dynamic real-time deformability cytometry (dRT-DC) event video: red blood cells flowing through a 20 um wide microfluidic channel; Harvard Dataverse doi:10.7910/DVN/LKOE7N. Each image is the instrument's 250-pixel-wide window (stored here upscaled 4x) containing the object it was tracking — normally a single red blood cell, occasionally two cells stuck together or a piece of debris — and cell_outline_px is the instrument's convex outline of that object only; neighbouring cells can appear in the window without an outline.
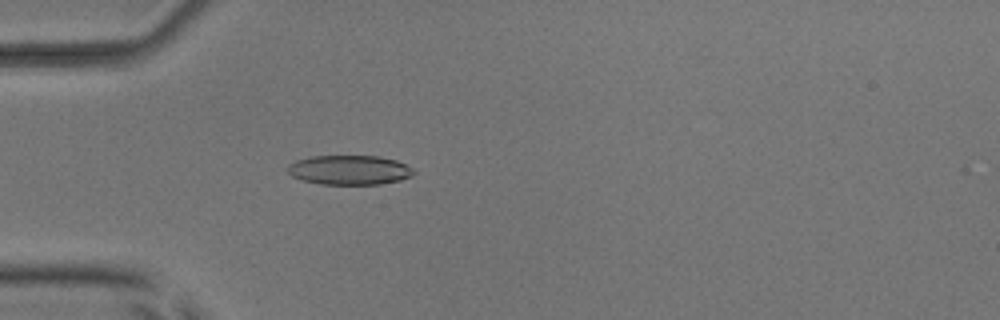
{"species": "common noctule bat (a hibernating species)", "species_latin": "Nyctalus noctula", "temperature_condition": "room temperature", "stored_images_in_passage": 48, "camera_frame_rate_fps": 3000, "um_per_image_px": 0.085, "animal": {"sex": "male", "body_mass_g": 17.9, "forearm_length_mm": 54.2}, "frame": {"image": 1, "passage_image": 16, "time_ms": 5.0, "image_size_px": [1000, 320], "cell_outline_px": [[416, 172], [412, 176], [400, 180], [380, 184], [320, 184], [300, 180], [292, 176], [284, 168], [288, 164], [296, 160], [312, 156], [380, 156], [396, 160], [412, 168]], "centroid_in_image_um": [29.66, 14.45], "position_along_channel_um": 55.3, "area_um2": 21.85}}
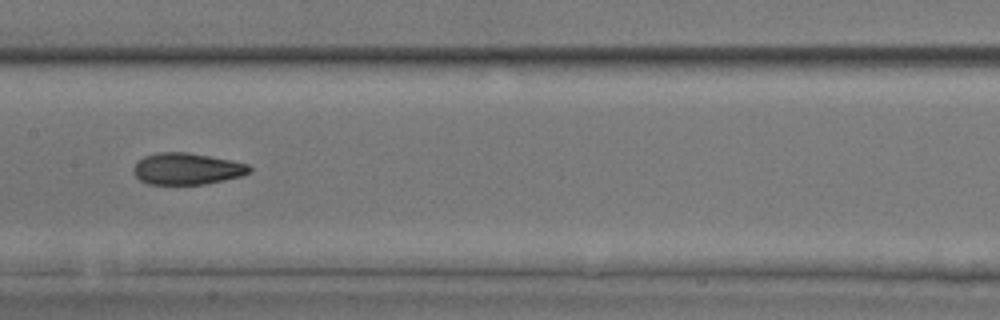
{"frame": {"image": 2, "passage_image": 27, "time_ms": 8.667, "image_size_px": [1000, 320], "cell_outline_px": [[252, 172], [240, 176], [224, 180], [204, 184], [148, 184], [140, 180], [132, 172], [132, 168], [144, 156], [156, 152], [188, 152], [232, 160], [248, 164], [252, 168]], "centroid_in_image_um": [15.89, 14.34], "position_along_channel_um": 191.5, "area_um2": 21.44}}
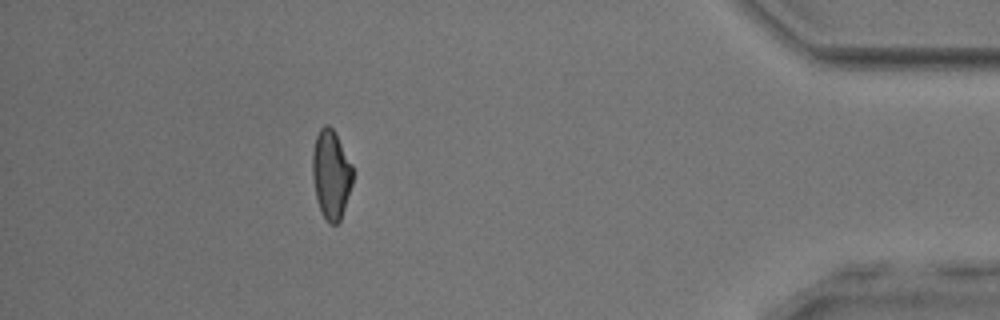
{"frame": {"image": 3, "passage_image": 47, "time_ms": 15.333, "image_size_px": [1000, 320], "cell_outline_px": [[352, 184], [340, 220], [336, 224], [328, 224], [320, 208], [316, 196], [312, 176], [312, 152], [316, 136], [320, 128], [324, 124], [328, 124], [332, 128], [352, 164]], "centroid_in_image_um": [28.13, 14.81], "position_along_channel_um": 407.1, "area_um2": 20.63}}